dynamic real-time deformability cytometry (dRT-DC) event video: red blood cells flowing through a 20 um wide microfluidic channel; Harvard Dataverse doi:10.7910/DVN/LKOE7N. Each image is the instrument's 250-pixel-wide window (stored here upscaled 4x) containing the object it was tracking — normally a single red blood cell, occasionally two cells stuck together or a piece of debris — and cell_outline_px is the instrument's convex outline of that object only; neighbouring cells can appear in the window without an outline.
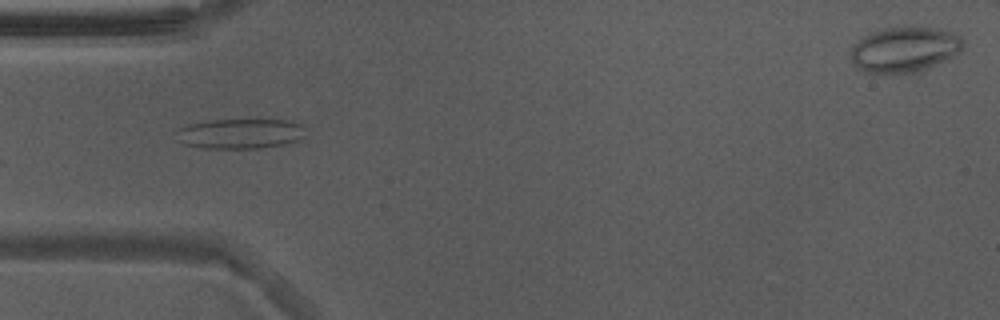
{"species": "Egyptian fruit bat (a non-hibernating species)", "species_latin": "Rousettus aegyptiacus", "temperature_condition": "warm", "stored_images_in_passage": 36, "camera_frame_rate_fps": 3000, "um_per_image_px": 0.085, "animal": {"sex": "male"}, "frame": {"image": 1, "passage_image": 15, "time_ms": 4.667, "image_size_px": [1000, 320], "cell_outline_px": [[304, 136], [296, 140], [284, 144], [260, 148], [204, 148], [184, 144], [172, 132], [180, 128], [192, 124], [208, 120], [284, 120], [300, 124], [304, 128]], "centroid_in_image_um": [20.38, 11.36], "position_along_channel_um": 64.6, "area_um2": 22.37}}
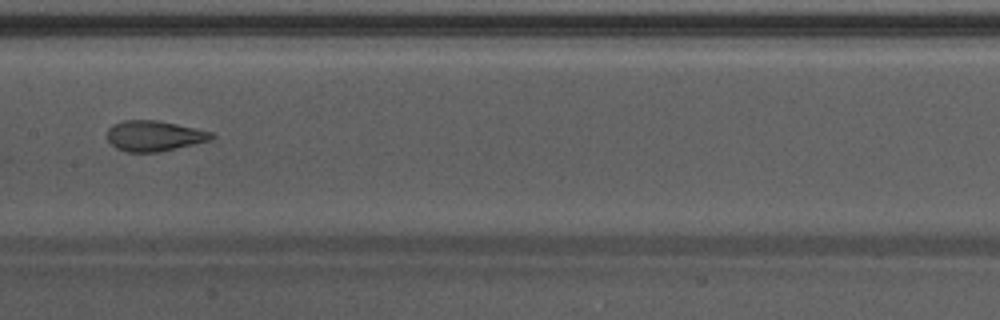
{"frame": {"image": 2, "passage_image": 25, "time_ms": 8.0, "image_size_px": [1000, 320], "cell_outline_px": [[216, 136], [212, 140], [160, 152], [128, 152], [116, 148], [108, 140], [108, 128], [112, 124], [124, 120], [156, 120], [176, 124], [212, 132]], "centroid_in_image_um": [13.11, 11.55], "position_along_channel_um": 194.3, "area_um2": 18.55}}
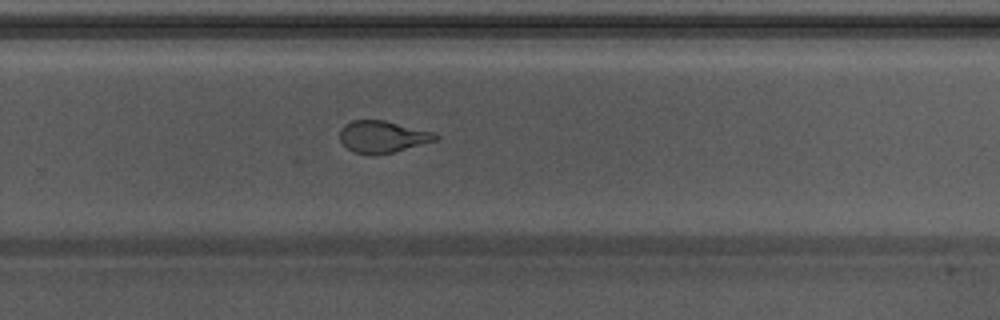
{"frame": {"image": 3, "passage_image": 33, "time_ms": 10.667, "image_size_px": [1000, 320], "cell_outline_px": [[440, 136], [436, 140], [392, 152], [372, 156], [352, 152], [340, 140], [340, 128], [344, 124], [352, 120], [384, 120], [432, 132]], "centroid_in_image_um": [32.46, 11.62], "position_along_channel_um": 297.3, "area_um2": 17.69}}